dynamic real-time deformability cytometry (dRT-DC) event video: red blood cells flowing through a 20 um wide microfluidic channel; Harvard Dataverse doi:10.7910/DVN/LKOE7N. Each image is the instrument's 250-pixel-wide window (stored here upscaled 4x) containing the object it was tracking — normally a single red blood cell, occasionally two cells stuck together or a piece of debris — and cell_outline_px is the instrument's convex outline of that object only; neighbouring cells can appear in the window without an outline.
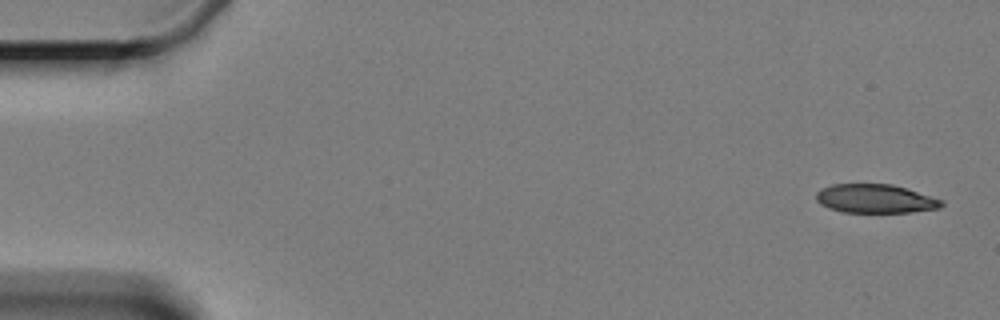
{"species": "Egyptian fruit bat (a non-hibernating species)", "species_latin": "Rousettus aegyptiacus", "temperature_condition": "cold", "stored_images_in_passage": 4, "camera_frame_rate_fps": 3000, "um_per_image_px": 0.085, "animal": {"sex": "female"}, "frame": {"image": 1, "passage_image": 1, "time_ms": 0.0, "image_size_px": [1000, 320], "cell_outline_px": [[944, 204], [940, 208], [912, 212], [840, 212], [828, 208], [820, 204], [816, 200], [816, 192], [820, 188], [832, 184], [892, 184], [908, 188], [944, 200]], "centroid_in_image_um": [74.4, 16.88], "position_along_channel_um": 10.6, "area_um2": 21.33}}
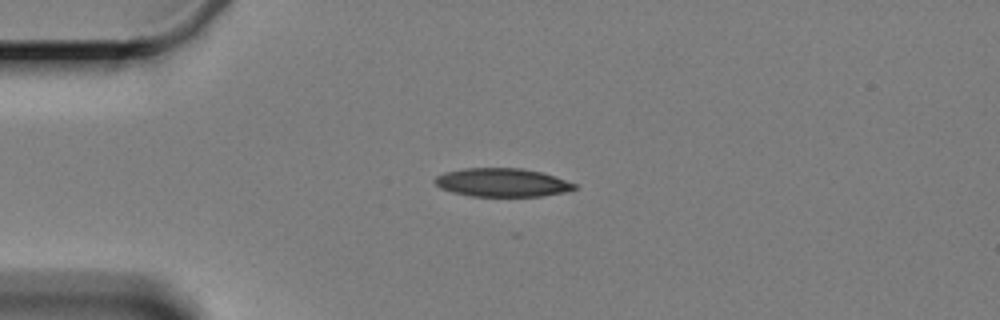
{"frame": {"image": 2, "passage_image": 4, "time_ms": 4.0, "image_size_px": [1000, 320], "cell_outline_px": [[576, 188], [568, 192], [544, 196], [472, 196], [452, 192], [440, 188], [432, 180], [436, 176], [444, 172], [464, 168], [520, 168], [540, 172], [556, 176], [576, 184]], "centroid_in_image_um": [42.68, 15.51], "position_along_channel_um": 42.3, "area_um2": 23.29}}